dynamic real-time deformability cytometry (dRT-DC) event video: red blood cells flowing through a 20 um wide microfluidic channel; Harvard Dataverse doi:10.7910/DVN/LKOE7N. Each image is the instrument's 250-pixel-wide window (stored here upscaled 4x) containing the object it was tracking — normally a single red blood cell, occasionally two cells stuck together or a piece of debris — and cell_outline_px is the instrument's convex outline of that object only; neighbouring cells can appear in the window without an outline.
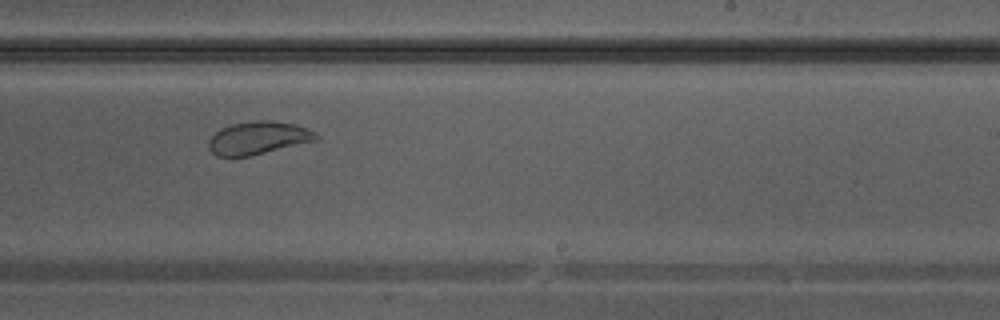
{"species": "Egyptian fruit bat (a non-hibernating species)", "species_latin": "Rousettus aegyptiacus", "temperature_condition": "warm", "stored_images_in_passage": 37, "camera_frame_rate_fps": 3000, "um_per_image_px": 0.085, "animal": {"sex": "male"}, "frame": {"image": 1, "passage_image": 22, "time_ms": 7.0, "image_size_px": [1000, 320], "cell_outline_px": [[320, 140], [252, 156], [216, 156], [208, 148], [208, 140], [220, 128], [232, 124], [256, 120], [272, 120], [296, 124], [316, 132], [320, 136]], "centroid_in_image_um": [22.0, 11.73], "position_along_channel_um": 267.0, "area_um2": 20.98}}